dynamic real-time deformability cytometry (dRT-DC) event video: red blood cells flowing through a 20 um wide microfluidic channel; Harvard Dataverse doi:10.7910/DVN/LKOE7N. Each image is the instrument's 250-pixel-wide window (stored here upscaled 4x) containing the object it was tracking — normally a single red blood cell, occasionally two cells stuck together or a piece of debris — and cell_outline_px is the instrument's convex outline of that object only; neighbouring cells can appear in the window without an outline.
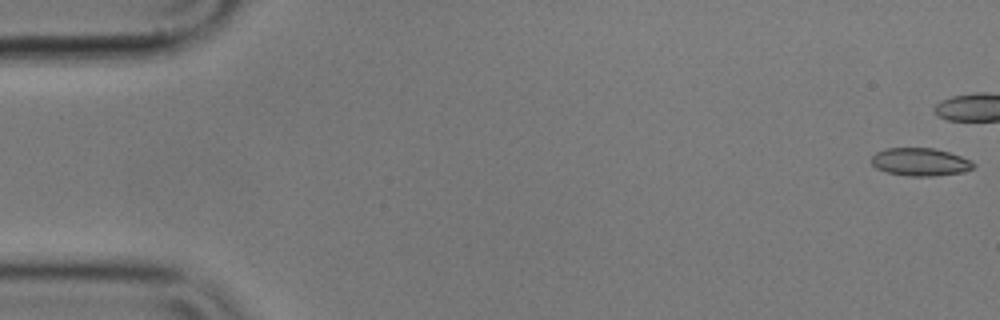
{"species": "common noctule bat (a hibernating species)", "species_latin": "Nyctalus noctula", "temperature_condition": "cold", "stored_images_in_passage": 43, "camera_frame_rate_fps": 3000, "um_per_image_px": 0.085, "animal": {"sex": "male", "body_mass_g": 17.9}, "frame": {"image": 1, "passage_image": 1, "time_ms": 0.0, "image_size_px": [1000, 320], "cell_outline_px": [[976, 164], [972, 168], [960, 172], [936, 176], [908, 176], [888, 172], [876, 168], [872, 164], [872, 156], [876, 152], [884, 148], [932, 148], [948, 152], [960, 156]], "centroid_in_image_um": [78.18, 13.76], "position_along_channel_um": 6.8, "area_um2": 16.36}}
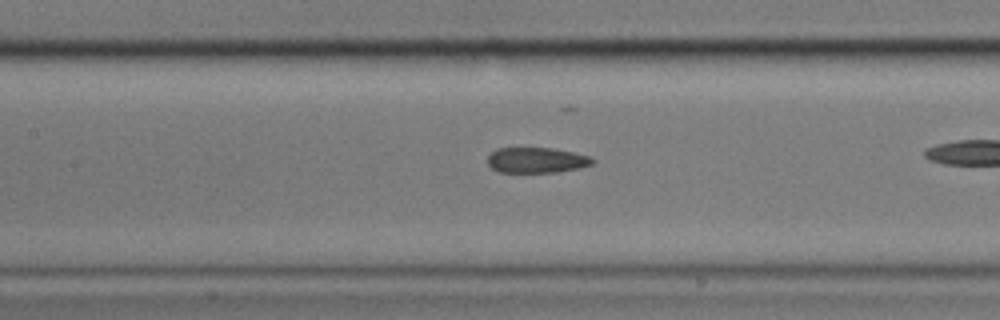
{"frame": {"image": 2, "passage_image": 25, "time_ms": 8.0, "image_size_px": [1000, 320], "cell_outline_px": [[596, 160], [592, 164], [576, 168], [556, 172], [500, 172], [492, 168], [488, 164], [488, 156], [496, 148], [552, 148], [572, 152], [588, 156]], "centroid_in_image_um": [45.58, 13.61], "position_along_channel_um": 161.8, "area_um2": 15.37}}
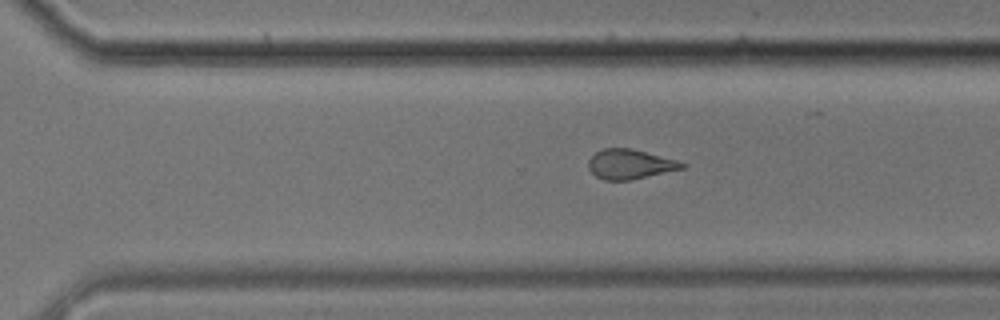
{"frame": {"image": 3, "passage_image": 38, "time_ms": 12.333, "image_size_px": [1000, 320], "cell_outline_px": [[688, 164], [684, 168], [632, 180], [604, 180], [596, 176], [588, 168], [588, 160], [596, 152], [604, 148], [632, 148], [676, 160]], "centroid_in_image_um": [53.55, 13.96], "position_along_channel_um": 317.1, "area_um2": 16.18}}